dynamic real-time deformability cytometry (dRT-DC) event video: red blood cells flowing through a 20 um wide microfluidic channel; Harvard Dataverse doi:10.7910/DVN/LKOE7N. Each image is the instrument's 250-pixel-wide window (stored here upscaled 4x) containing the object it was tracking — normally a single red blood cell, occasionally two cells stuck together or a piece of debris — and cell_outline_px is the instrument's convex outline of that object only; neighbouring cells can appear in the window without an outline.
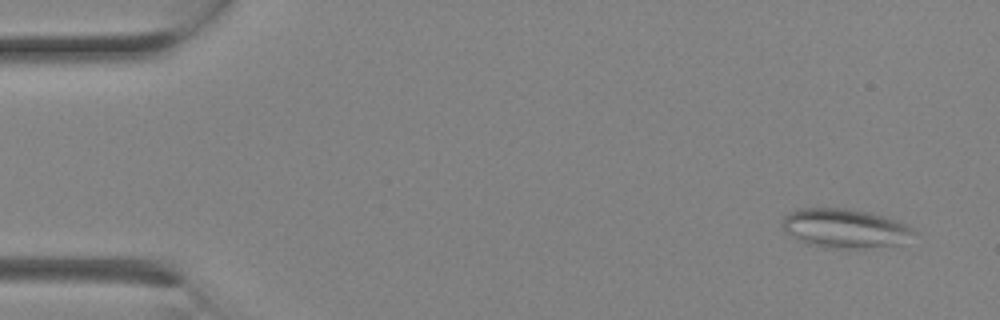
{"species": "Egyptian fruit bat (a non-hibernating species)", "species_latin": "Rousettus aegyptiacus", "temperature_condition": "room temperature", "stored_images_in_passage": 2, "camera_frame_rate_fps": 3000, "um_per_image_px": 0.085, "animal": {"sex": "female"}, "frame": {"image": 1, "passage_image": 1, "time_ms": 0.0, "image_size_px": [1000, 320], "cell_outline_px": [[912, 232], [900, 244], [864, 248], [828, 248], [808, 244], [784, 232], [780, 224], [784, 216], [788, 212], [796, 208], [848, 208], [872, 212], [896, 220], [912, 228]], "centroid_in_image_um": [71.71, 19.38], "position_along_channel_um": 13.3, "area_um2": 29.94}}